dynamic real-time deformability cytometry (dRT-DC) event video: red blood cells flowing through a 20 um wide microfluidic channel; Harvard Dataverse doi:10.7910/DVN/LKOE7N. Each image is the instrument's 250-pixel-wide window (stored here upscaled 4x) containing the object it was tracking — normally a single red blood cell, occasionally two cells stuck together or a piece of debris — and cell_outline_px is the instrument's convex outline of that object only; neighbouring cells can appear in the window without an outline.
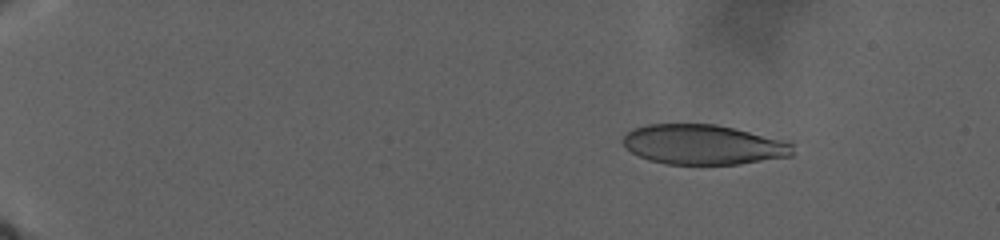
{"species": "human", "species_latin": "Homo sapiens", "temperature_condition": "warm", "stored_images_in_passage": 47, "camera_frame_rate_fps": 3000, "um_per_image_px": 0.085, "donor": {"sex": "male"}, "frame": {"image": 1, "passage_image": 6, "time_ms": 5.333, "image_size_px": [1000, 240], "cell_outline_px": [[792, 156], [740, 164], [664, 164], [648, 160], [632, 152], [620, 140], [632, 128], [648, 124], [716, 124], [788, 140], [792, 144]], "centroid_in_image_um": [59.79, 12.29], "position_along_channel_um": 25.2, "area_um2": 39.71}}
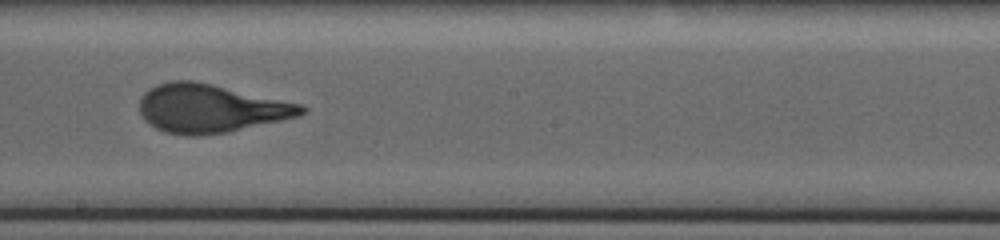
{"frame": {"image": 2, "passage_image": 28, "time_ms": 23.667, "image_size_px": [1000, 240], "cell_outline_px": [[308, 112], [300, 116], [228, 132], [200, 136], [184, 136], [164, 132], [148, 124], [144, 120], [140, 112], [140, 96], [148, 88], [156, 84], [172, 80], [192, 80], [212, 84], [304, 104], [308, 108]], "centroid_in_image_um": [17.9, 9.22], "position_along_channel_um": 230.3, "area_um2": 46.24}}
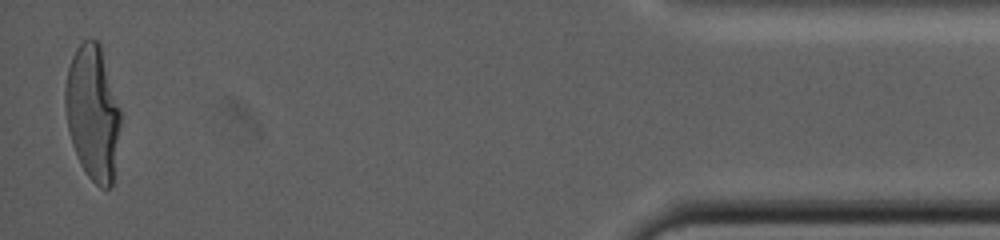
{"frame": {"image": 3, "passage_image": 47, "time_ms": 37.333, "image_size_px": [1000, 240], "cell_outline_px": [[120, 124], [112, 184], [108, 188], [100, 188], [88, 176], [80, 164], [72, 144], [68, 128], [64, 108], [64, 88], [68, 68], [72, 56], [76, 48], [84, 40], [96, 40], [100, 44], [120, 108]], "centroid_in_image_um": [7.86, 9.57], "position_along_channel_um": 427.3, "area_um2": 43.23}}